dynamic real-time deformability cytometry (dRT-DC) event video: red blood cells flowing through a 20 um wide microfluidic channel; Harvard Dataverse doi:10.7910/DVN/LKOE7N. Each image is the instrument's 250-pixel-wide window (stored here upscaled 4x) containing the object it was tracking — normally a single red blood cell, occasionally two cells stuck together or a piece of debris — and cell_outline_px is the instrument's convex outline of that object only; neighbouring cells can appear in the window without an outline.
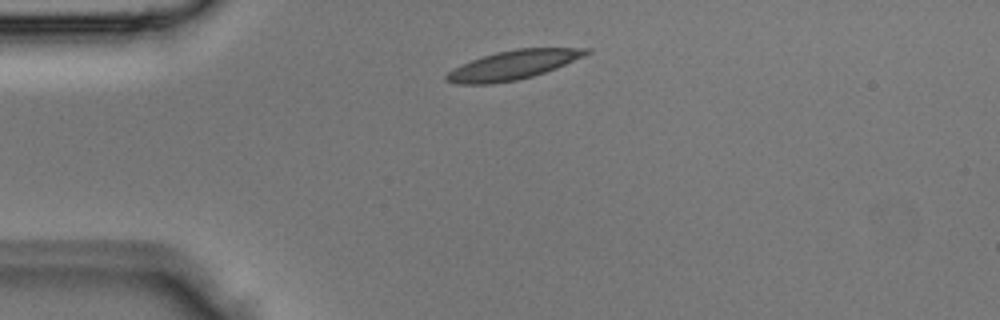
{"species": "Egyptian fruit bat (a non-hibernating species)", "species_latin": "Rousettus aegyptiacus", "temperature_condition": "room temperature", "stored_images_in_passage": 1, "camera_frame_rate_fps": 3000, "um_per_image_px": 0.085, "animal": {"sex": "male"}, "frame": {"image": 1, "passage_image": 1, "time_ms": 0.0, "image_size_px": [1000, 320], "cell_outline_px": [[592, 52], [584, 56], [556, 68], [532, 76], [516, 80], [492, 84], [456, 84], [444, 80], [444, 76], [448, 72], [472, 60], [496, 52], [516, 48], [592, 48]], "centroid_in_image_um": [43.63, 5.52], "position_along_channel_um": 41.4, "area_um2": 23.47}}